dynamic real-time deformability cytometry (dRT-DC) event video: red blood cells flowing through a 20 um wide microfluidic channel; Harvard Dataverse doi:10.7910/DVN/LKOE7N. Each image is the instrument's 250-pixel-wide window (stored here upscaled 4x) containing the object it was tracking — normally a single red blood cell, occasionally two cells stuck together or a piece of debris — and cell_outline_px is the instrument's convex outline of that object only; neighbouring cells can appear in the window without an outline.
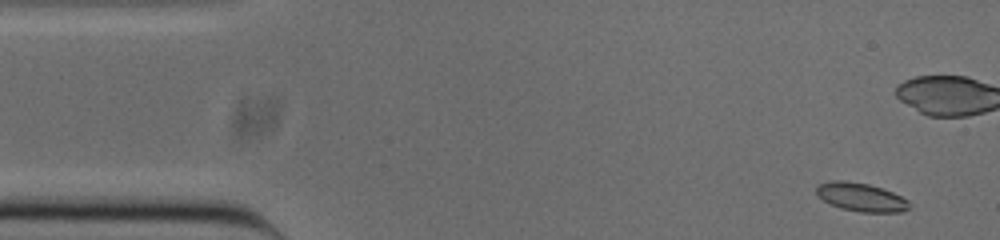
{"species": "common noctule bat (a hibernating species)", "species_latin": "Nyctalus noctula", "temperature_condition": "cold", "stored_images_in_passage": 51, "camera_frame_rate_fps": 3000, "um_per_image_px": 0.085, "animal": {"sex": "male", "body_mass_g": 20.0, "forearm_length_mm": 53.3}, "frame": {"image": 1, "passage_image": 1, "time_ms": 0.0, "image_size_px": [1000, 240], "cell_outline_px": [[908, 208], [904, 212], [860, 212], [840, 208], [824, 200], [816, 192], [816, 188], [820, 184], [832, 180], [844, 180], [868, 184], [892, 192], [908, 200]], "centroid_in_image_um": [73.19, 16.76], "position_along_channel_um": 11.8, "area_um2": 15.14}}
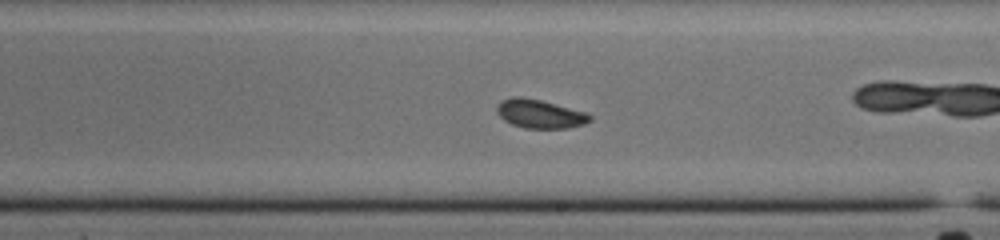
{"frame": {"image": 2, "passage_image": 27, "time_ms": 8.667, "image_size_px": [1000, 240], "cell_outline_px": [[592, 120], [584, 124], [568, 128], [524, 128], [512, 124], [504, 120], [496, 112], [496, 108], [500, 100], [512, 96], [520, 96], [540, 100], [588, 112], [592, 116]], "centroid_in_image_um": [45.89, 9.67], "position_along_channel_um": 243.1, "area_um2": 15.72}}
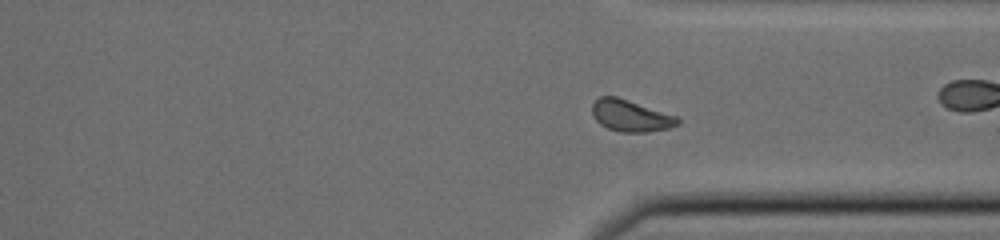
{"frame": {"image": 3, "passage_image": 36, "time_ms": 11.667, "image_size_px": [1000, 240], "cell_outline_px": [[680, 124], [668, 128], [648, 132], [620, 132], [608, 128], [600, 124], [592, 116], [592, 104], [600, 96], [616, 96], [680, 116]], "centroid_in_image_um": [53.64, 9.83], "position_along_channel_um": 357.8, "area_um2": 16.01}, "authors_computed_cell_mechanics": {"area_um2": 15.606, "velocity_mm_per_s": 3.8151, "shape_relaxation_time_tau1_ms": null, "shape_relaxation_time_tau2_ms": 2.6075, "deformation_change_tau1": null, "deformation_change_tau2": 0.0469}}